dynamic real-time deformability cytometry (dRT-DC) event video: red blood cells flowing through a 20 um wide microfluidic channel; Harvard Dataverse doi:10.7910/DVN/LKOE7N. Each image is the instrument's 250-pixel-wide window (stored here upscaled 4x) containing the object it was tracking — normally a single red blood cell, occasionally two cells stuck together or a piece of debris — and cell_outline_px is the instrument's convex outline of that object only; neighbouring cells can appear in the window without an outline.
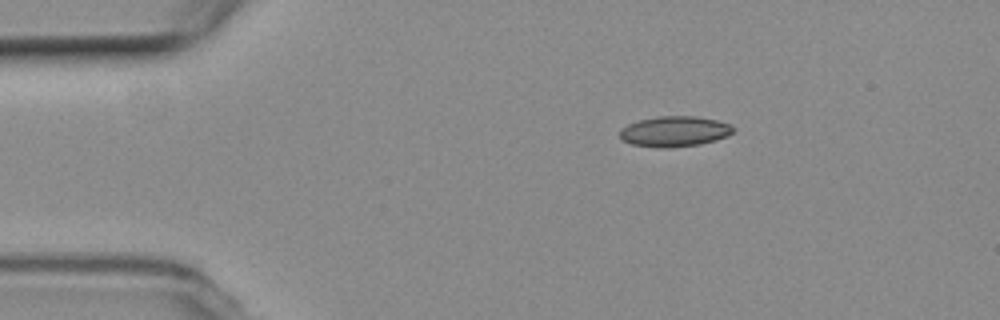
{"species": "common noctule bat (a hibernating species)", "species_latin": "Nyctalus noctula", "temperature_condition": "room temperature", "stored_images_in_passage": 2, "camera_frame_rate_fps": 3000, "um_per_image_px": 0.085, "animal": {"sex": "female", "body_mass_g": 19.3, "forearm_length_mm": 54.1}, "frame": {"image": 1, "passage_image": 1, "time_ms": 0.0, "image_size_px": [1000, 320], "cell_outline_px": [[736, 128], [728, 136], [716, 140], [700, 144], [668, 148], [656, 148], [632, 144], [624, 140], [620, 136], [620, 128], [628, 124], [640, 120], [660, 116], [696, 116], [716, 120], [732, 124]], "centroid_in_image_um": [57.37, 11.17], "position_along_channel_um": 27.6, "area_um2": 20.23}}